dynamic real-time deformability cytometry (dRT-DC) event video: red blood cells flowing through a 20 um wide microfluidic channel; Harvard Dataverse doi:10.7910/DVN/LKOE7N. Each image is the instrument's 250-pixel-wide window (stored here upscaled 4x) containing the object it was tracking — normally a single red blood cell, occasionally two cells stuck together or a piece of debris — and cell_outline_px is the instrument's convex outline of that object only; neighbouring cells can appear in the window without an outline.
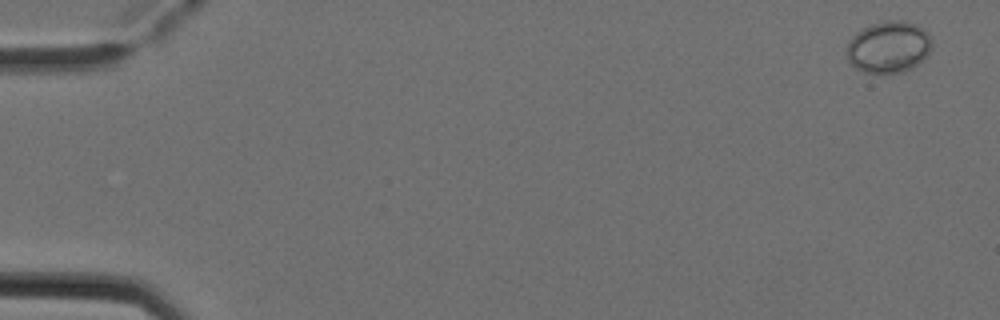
{"species": "Egyptian fruit bat (a non-hibernating species)", "species_latin": "Rousettus aegyptiacus", "temperature_condition": "cold", "stored_images_in_passage": 6, "camera_frame_rate_fps": 3000, "um_per_image_px": 0.085, "animal": {"sex": "female"}, "frame": {"image": 1, "passage_image": 1, "time_ms": 0.0, "image_size_px": [1000, 320], "cell_outline_px": [[932, 48], [912, 68], [904, 72], [864, 72], [856, 68], [848, 60], [848, 44], [852, 36], [856, 32], [872, 24], [884, 20], [904, 20], [916, 24], [924, 28], [928, 32], [932, 40]], "centroid_in_image_um": [75.56, 3.96], "position_along_channel_um": 9.4, "area_um2": 25.49}}